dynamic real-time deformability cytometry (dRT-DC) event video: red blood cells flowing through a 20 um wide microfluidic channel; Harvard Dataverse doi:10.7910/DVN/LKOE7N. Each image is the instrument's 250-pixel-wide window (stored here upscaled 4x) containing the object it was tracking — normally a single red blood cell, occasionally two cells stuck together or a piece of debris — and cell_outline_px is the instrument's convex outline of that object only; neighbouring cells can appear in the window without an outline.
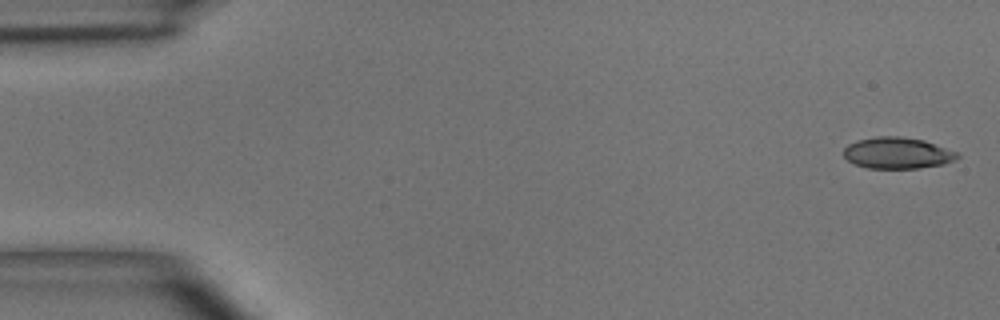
{"species": "common noctule bat (a hibernating species)", "species_latin": "Nyctalus noctula", "temperature_condition": "room temperature", "stored_images_in_passage": 6, "camera_frame_rate_fps": 3000, "um_per_image_px": 0.085, "animal": {"sex": "male", "body_mass_g": 15.6}, "frame": {"image": 1, "passage_image": 1, "time_ms": 0.0, "image_size_px": [1000, 320], "cell_outline_px": [[960, 156], [944, 164], [920, 168], [868, 168], [856, 164], [848, 160], [844, 156], [844, 148], [848, 144], [856, 140], [876, 136], [900, 136], [924, 140], [956, 152]], "centroid_in_image_um": [76.25, 13.0], "position_along_channel_um": 8.8, "area_um2": 20.63}}
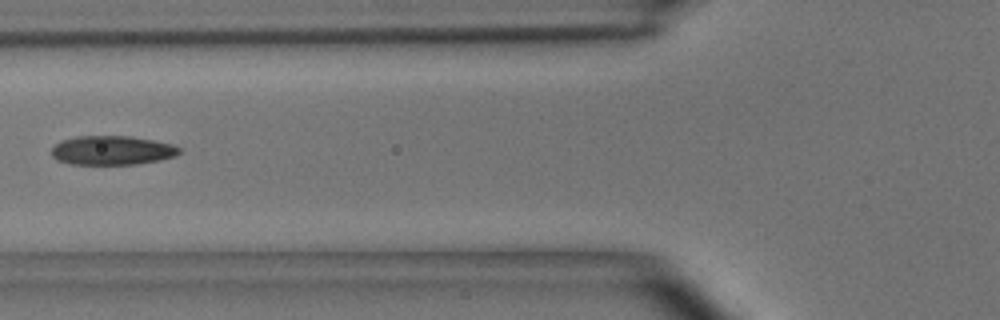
{"frame": {"image": 2, "passage_image": 6, "time_ms": 6.0, "image_size_px": [1000, 320], "cell_outline_px": [[180, 152], [176, 156], [160, 160], [136, 164], [72, 164], [56, 160], [52, 156], [52, 148], [60, 140], [76, 136], [132, 136], [172, 144], [180, 148]], "centroid_in_image_um": [9.52, 12.77], "position_along_channel_um": 116.3, "area_um2": 21.73}}